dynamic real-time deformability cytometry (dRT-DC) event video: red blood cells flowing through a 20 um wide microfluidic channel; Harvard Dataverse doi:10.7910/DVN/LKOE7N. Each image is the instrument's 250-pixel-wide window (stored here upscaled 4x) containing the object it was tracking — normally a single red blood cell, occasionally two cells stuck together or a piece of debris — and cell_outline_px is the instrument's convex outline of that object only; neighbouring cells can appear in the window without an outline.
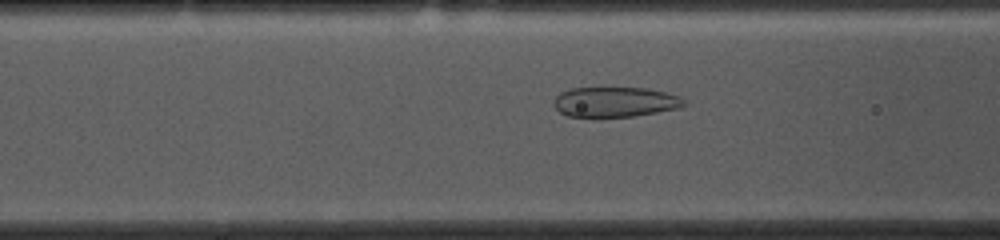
{"species": "common noctule bat (a hibernating species)", "species_latin": "Nyctalus noctula", "temperature_condition": "cold", "stored_images_in_passage": 53, "camera_frame_rate_fps": 3000, "um_per_image_px": 0.085, "animal": {"sex": "female", "body_mass_g": 10.0, "forearm_length_mm": 53.1}, "frame": {"image": 1, "passage_image": 19, "time_ms": 6.0, "image_size_px": [1000, 240], "cell_outline_px": [[688, 104], [680, 108], [632, 116], [592, 120], [568, 116], [560, 112], [552, 104], [556, 96], [560, 92], [572, 88], [648, 88], [680, 96]], "centroid_in_image_um": [52.23, 8.71], "position_along_channel_um": 114.4, "area_um2": 23.58}}
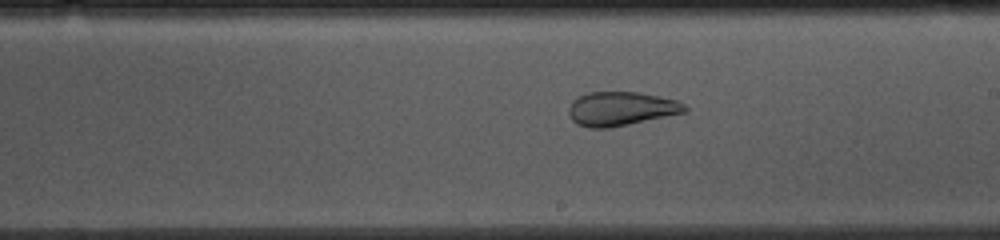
{"frame": {"image": 2, "passage_image": 29, "time_ms": 9.333, "image_size_px": [1000, 240], "cell_outline_px": [[688, 112], [608, 128], [592, 128], [576, 124], [572, 120], [568, 112], [568, 108], [572, 100], [588, 92], [636, 92], [660, 96], [676, 100], [684, 104], [688, 108]], "centroid_in_image_um": [52.79, 9.24], "position_along_channel_um": 236.2, "area_um2": 23.0}}
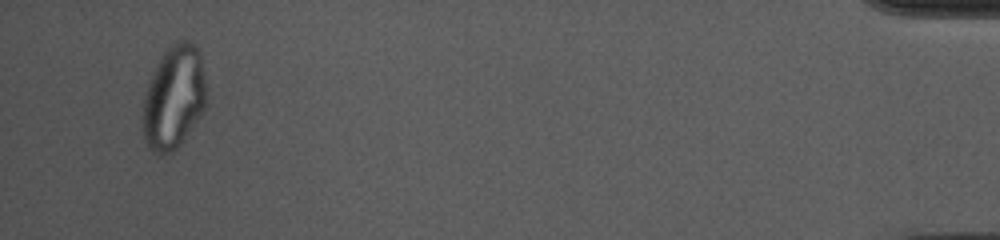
{"frame": {"image": 3, "passage_image": 51, "time_ms": 16.667, "image_size_px": [1000, 240], "cell_outline_px": [[204, 108], [180, 144], [172, 152], [160, 156], [152, 152], [144, 140], [140, 128], [144, 100], [148, 80], [152, 72], [164, 52], [176, 40], [184, 40], [196, 44], [200, 52], [204, 80]], "centroid_in_image_um": [14.71, 8.3], "position_along_channel_um": 420.5, "area_um2": 38.26}}